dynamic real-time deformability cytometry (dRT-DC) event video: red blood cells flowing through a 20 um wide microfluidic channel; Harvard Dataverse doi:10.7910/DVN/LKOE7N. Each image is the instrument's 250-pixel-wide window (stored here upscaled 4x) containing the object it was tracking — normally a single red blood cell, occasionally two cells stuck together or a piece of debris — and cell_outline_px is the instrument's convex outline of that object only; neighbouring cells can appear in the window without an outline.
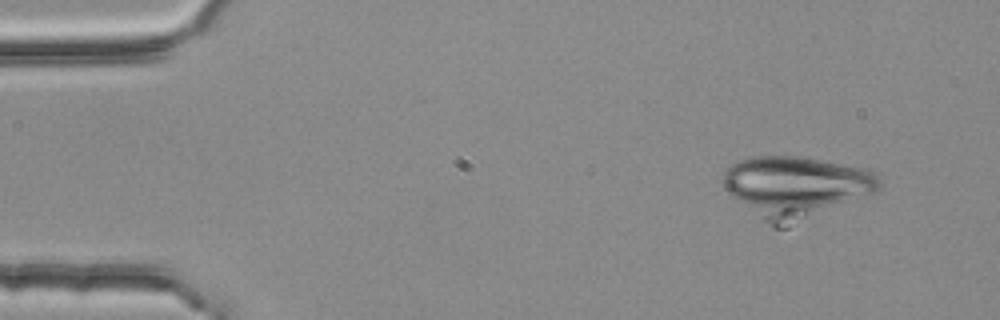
{"species": "common noctule bat (a hibernating species)", "species_latin": "Nyctalus noctula", "temperature_condition": "room temperature", "stored_images_in_passage": 5, "camera_frame_rate_fps": 3000, "um_per_image_px": 0.085, "animal": {"sex": "female", "body_mass_g": 25.1}, "frame": {"image": 1, "passage_image": 2, "time_ms": 0.333, "image_size_px": [1000, 320], "cell_outline_px": [[880, 188], [876, 192], [788, 228], [772, 228], [728, 192], [724, 188], [724, 172], [732, 164], [740, 160], [752, 156], [796, 156], [820, 160], [864, 168], [876, 172], [880, 180]], "centroid_in_image_um": [67.67, 15.91], "position_along_channel_um": 17.3, "area_um2": 55.89}}